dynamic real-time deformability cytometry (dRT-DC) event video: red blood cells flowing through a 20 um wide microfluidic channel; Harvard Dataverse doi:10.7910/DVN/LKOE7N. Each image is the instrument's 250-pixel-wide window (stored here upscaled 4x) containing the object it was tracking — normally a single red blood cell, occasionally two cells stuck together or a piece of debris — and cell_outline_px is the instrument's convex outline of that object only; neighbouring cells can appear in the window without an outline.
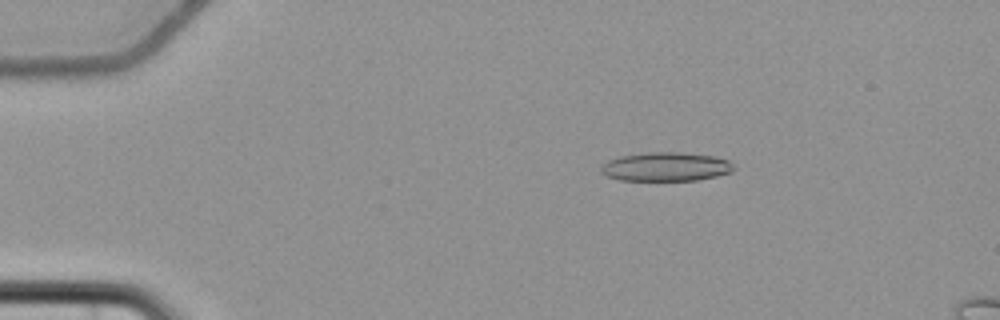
{"species": "common noctule bat (a hibernating species)", "species_latin": "Nyctalus noctula", "temperature_condition": "cold", "stored_images_in_passage": 7, "camera_frame_rate_fps": 3000, "um_per_image_px": 0.085, "animal": {"sex": "female", "body_mass_g": 22.7, "forearm_length_mm": 54.2}, "frame": {"image": 1, "passage_image": 4, "time_ms": 3.333, "image_size_px": [1000, 320], "cell_outline_px": [[736, 168], [732, 172], [716, 176], [696, 180], [620, 180], [604, 176], [600, 172], [600, 164], [608, 160], [620, 156], [648, 152], [680, 152], [716, 156], [728, 160]], "centroid_in_image_um": [56.57, 14.17], "position_along_channel_um": 28.4, "area_um2": 22.6}}